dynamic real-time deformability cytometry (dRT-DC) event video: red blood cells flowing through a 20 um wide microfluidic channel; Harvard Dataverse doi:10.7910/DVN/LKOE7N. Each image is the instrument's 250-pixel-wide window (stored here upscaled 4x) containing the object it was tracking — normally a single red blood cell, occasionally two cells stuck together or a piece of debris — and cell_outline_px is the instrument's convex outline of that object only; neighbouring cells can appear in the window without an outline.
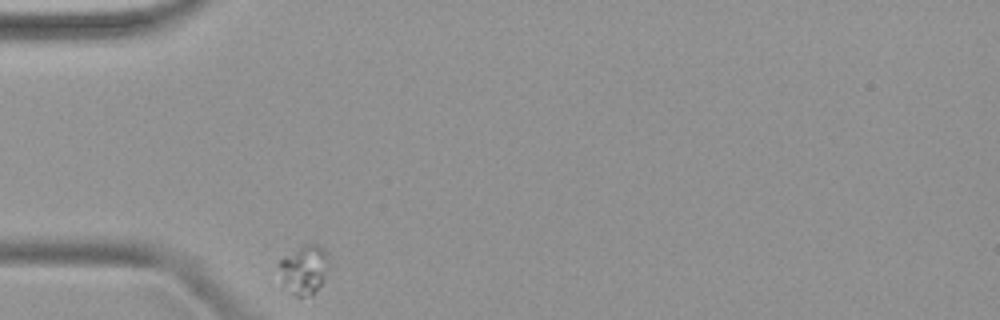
{"species": "common noctule bat (a hibernating species)", "species_latin": "Nyctalus noctula", "temperature_condition": "warm", "stored_images_in_passage": 32, "camera_frame_rate_fps": 3000, "um_per_image_px": 0.085, "animal": {"sex": "female", "body_mass_g": 19.9}, "frame": {"image": 1, "passage_image": 1, "time_ms": 0.0, "image_size_px": [1000, 320], "cell_outline_px": [[328, 260], [320, 284], [312, 296], [296, 296], [292, 292], [284, 280], [276, 264], [284, 256], [304, 244], [316, 244], [324, 248], [328, 256]], "centroid_in_image_um": [25.83, 22.86], "position_along_channel_um": 59.2, "area_um2": 13.64}}
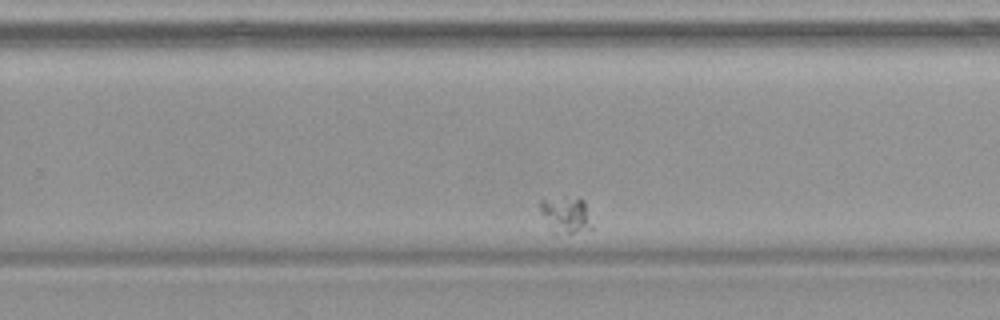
{"frame": {"image": 2, "passage_image": 23, "time_ms": 7.333, "image_size_px": [1000, 320], "cell_outline_px": [[592, 228], [556, 236], [552, 232], [540, 212], [540, 200], [564, 196], [580, 196], [584, 200]], "centroid_in_image_um": [48.06, 18.24], "position_along_channel_um": 281.7, "area_um2": 11.27}}
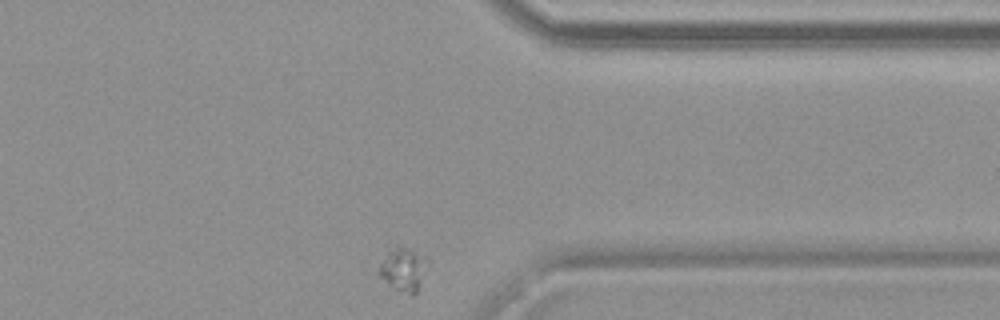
{"frame": {"image": 3, "passage_image": 32, "time_ms": 10.333, "image_size_px": [1000, 320], "cell_outline_px": [[428, 260], [420, 284], [416, 292], [412, 296], [388, 284], [376, 272], [380, 264], [388, 252], [396, 244], [400, 244], [424, 256]], "centroid_in_image_um": [34.26, 22.86], "position_along_channel_um": 377.1, "area_um2": 12.08}}